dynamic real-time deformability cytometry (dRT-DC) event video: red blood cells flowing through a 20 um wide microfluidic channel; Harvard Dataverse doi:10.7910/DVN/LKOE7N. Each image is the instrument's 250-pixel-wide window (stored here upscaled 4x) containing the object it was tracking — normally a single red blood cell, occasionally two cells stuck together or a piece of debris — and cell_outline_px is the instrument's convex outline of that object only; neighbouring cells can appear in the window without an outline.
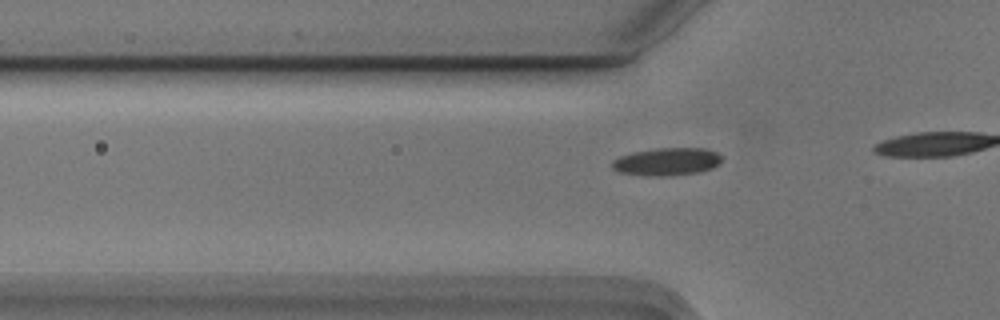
{"species": "Egyptian fruit bat (a non-hibernating species)", "species_latin": "Rousettus aegyptiacus", "temperature_condition": "cold", "stored_images_in_passage": 17, "segment_of_instrument_passage": [2, 2], "camera_frame_rate_fps": 3000, "um_per_image_px": 0.085, "animal": {"sex": "male"}, "frame": {"image": 1, "passage_image": 12, "time_ms": 3.667, "image_size_px": [1000, 320], "cell_outline_px": [[720, 164], [712, 168], [700, 172], [668, 176], [648, 176], [620, 172], [612, 168], [612, 160], [620, 156], [632, 152], [656, 148], [704, 148], [716, 152], [720, 156]], "centroid_in_image_um": [56.67, 13.74], "position_along_channel_um": 69.1, "area_um2": 17.74}}